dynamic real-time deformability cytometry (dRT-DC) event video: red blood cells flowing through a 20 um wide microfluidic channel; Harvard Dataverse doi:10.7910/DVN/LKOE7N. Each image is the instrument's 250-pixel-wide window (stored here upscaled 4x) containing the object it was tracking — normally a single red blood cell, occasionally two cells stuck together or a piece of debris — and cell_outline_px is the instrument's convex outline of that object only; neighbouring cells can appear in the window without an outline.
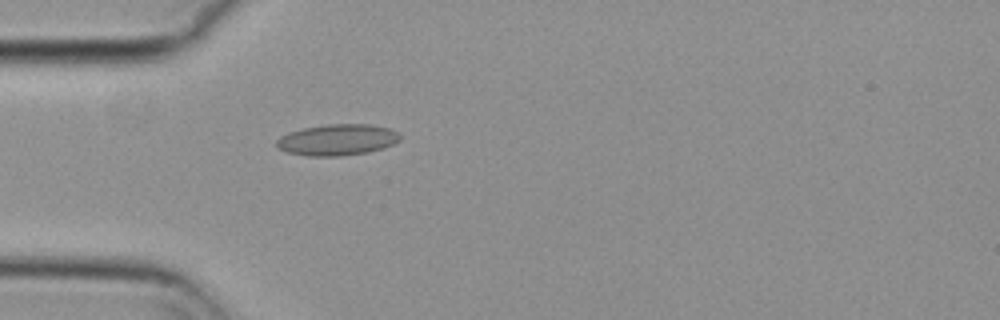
{"species": "common noctule bat (a hibernating species)", "species_latin": "Nyctalus noctula", "temperature_condition": "cold", "stored_images_in_passage": 41, "camera_frame_rate_fps": 3000, "um_per_image_px": 0.085, "animal": {"sex": "female", "body_mass_g": 29.2, "forearm_length_mm": 56.3}, "frame": {"image": 1, "passage_image": 2, "time_ms": 0.333, "image_size_px": [1000, 320], "cell_outline_px": [[400, 140], [384, 148], [368, 152], [340, 156], [308, 156], [288, 152], [276, 148], [276, 140], [280, 136], [288, 132], [304, 128], [328, 124], [368, 124], [392, 128], [400, 132]], "centroid_in_image_um": [28.69, 11.88], "position_along_channel_um": 56.3, "area_um2": 22.66}}
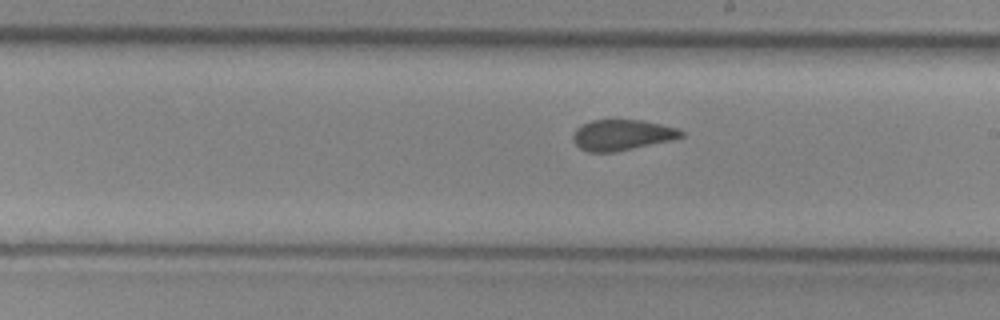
{"frame": {"image": 2, "passage_image": 17, "time_ms": 5.333, "image_size_px": [1000, 320], "cell_outline_px": [[684, 136], [672, 140], [612, 152], [588, 152], [580, 148], [572, 140], [572, 136], [576, 128], [592, 120], [640, 120], [660, 124], [676, 128], [684, 132]], "centroid_in_image_um": [52.85, 11.47], "position_along_channel_um": 236.2, "area_um2": 19.13}}
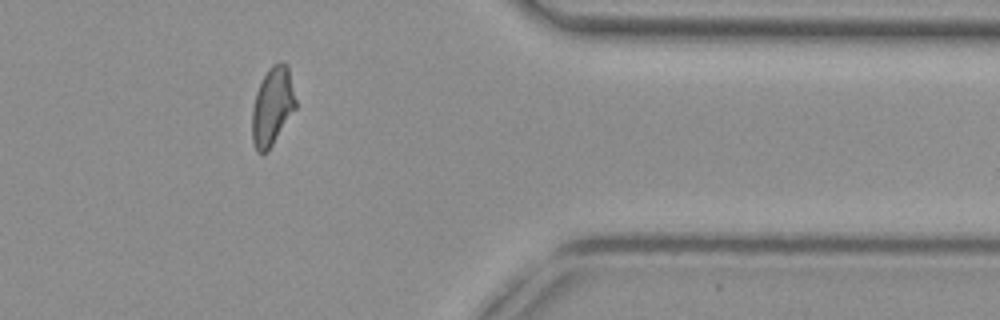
{"frame": {"image": 3, "passage_image": 31, "time_ms": 10.0, "image_size_px": [1000, 320], "cell_outline_px": [[296, 108], [268, 152], [256, 152], [252, 140], [252, 108], [256, 92], [268, 68], [272, 64], [280, 60], [284, 60], [288, 64], [296, 100]], "centroid_in_image_um": [23.16, 9.01], "position_along_channel_um": 388.2, "area_um2": 20.11}, "authors_computed_cell_mechanics": {"area_um2": 19.9988, "velocity_mm_per_s": 3.6906, "shape_relaxation_time_tau1_ms": null, "shape_relaxation_time_tau2_ms": 1.1758, "deformation_change_tau1": null, "deformation_change_tau2": 0.0659}}